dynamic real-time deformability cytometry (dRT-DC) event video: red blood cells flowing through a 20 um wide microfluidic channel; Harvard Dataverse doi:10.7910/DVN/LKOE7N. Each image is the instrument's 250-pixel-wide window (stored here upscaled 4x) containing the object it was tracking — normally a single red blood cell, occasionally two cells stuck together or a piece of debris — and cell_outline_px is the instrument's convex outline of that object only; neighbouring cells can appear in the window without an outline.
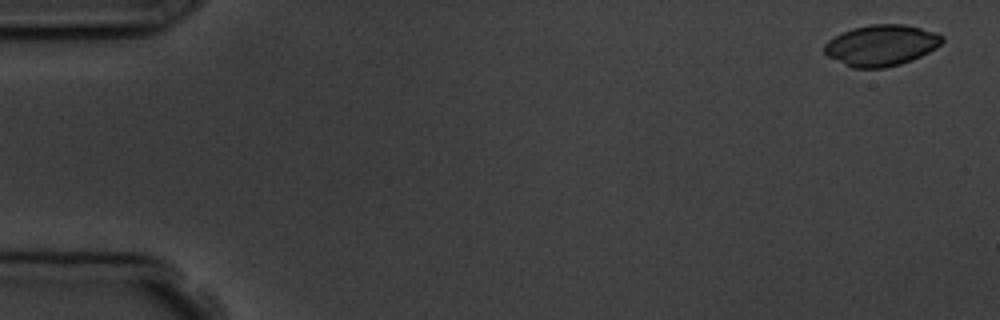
{"species": "common noctule bat (a hibernating species)", "species_latin": "Nyctalus noctula", "temperature_condition": "room temperature", "stored_images_in_passage": 4, "camera_frame_rate_fps": 3000, "um_per_image_px": 0.085, "animal": {"sex": "male", "body_mass_g": 19.5, "forearm_length_mm": 54.6}, "frame": {"image": 1, "passage_image": 1, "time_ms": 0.0, "image_size_px": [1000, 320], "cell_outline_px": [[944, 40], [936, 48], [912, 60], [900, 64], [884, 68], [852, 68], [828, 56], [824, 52], [824, 44], [828, 40], [852, 28], [872, 24], [904, 24], [936, 32], [944, 36]], "centroid_in_image_um": [74.92, 3.85], "position_along_channel_um": 10.1, "area_um2": 28.09}}